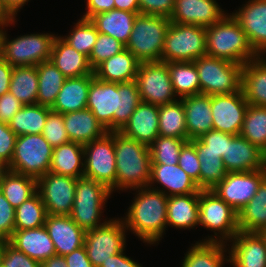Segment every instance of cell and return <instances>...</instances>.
I'll list each match as a JSON object with an SVG mask.
<instances>
[{"label": "cell", "instance_id": "f6af8a7d", "mask_svg": "<svg viewBox=\"0 0 266 267\" xmlns=\"http://www.w3.org/2000/svg\"><path fill=\"white\" fill-rule=\"evenodd\" d=\"M73 24L75 25L68 34L60 37L76 51L89 58L99 32L89 19L80 18Z\"/></svg>", "mask_w": 266, "mask_h": 267}, {"label": "cell", "instance_id": "f1b7e54d", "mask_svg": "<svg viewBox=\"0 0 266 267\" xmlns=\"http://www.w3.org/2000/svg\"><path fill=\"white\" fill-rule=\"evenodd\" d=\"M64 124L70 141L83 145L108 132L88 108L65 113Z\"/></svg>", "mask_w": 266, "mask_h": 267}, {"label": "cell", "instance_id": "7402d4cb", "mask_svg": "<svg viewBox=\"0 0 266 267\" xmlns=\"http://www.w3.org/2000/svg\"><path fill=\"white\" fill-rule=\"evenodd\" d=\"M148 187L160 191L168 197L200 193L201 190L178 164H151V178Z\"/></svg>", "mask_w": 266, "mask_h": 267}, {"label": "cell", "instance_id": "003e7915", "mask_svg": "<svg viewBox=\"0 0 266 267\" xmlns=\"http://www.w3.org/2000/svg\"><path fill=\"white\" fill-rule=\"evenodd\" d=\"M41 267H67L64 256L54 255L41 263Z\"/></svg>", "mask_w": 266, "mask_h": 267}, {"label": "cell", "instance_id": "7dc6e473", "mask_svg": "<svg viewBox=\"0 0 266 267\" xmlns=\"http://www.w3.org/2000/svg\"><path fill=\"white\" fill-rule=\"evenodd\" d=\"M186 142L181 138L158 136L149 146L152 164H178L180 150Z\"/></svg>", "mask_w": 266, "mask_h": 267}, {"label": "cell", "instance_id": "7bdbcfd3", "mask_svg": "<svg viewBox=\"0 0 266 267\" xmlns=\"http://www.w3.org/2000/svg\"><path fill=\"white\" fill-rule=\"evenodd\" d=\"M240 135L266 153V107L248 105Z\"/></svg>", "mask_w": 266, "mask_h": 267}, {"label": "cell", "instance_id": "30bf717a", "mask_svg": "<svg viewBox=\"0 0 266 267\" xmlns=\"http://www.w3.org/2000/svg\"><path fill=\"white\" fill-rule=\"evenodd\" d=\"M53 147L42 134L17 136L8 170L39 179L51 166Z\"/></svg>", "mask_w": 266, "mask_h": 267}, {"label": "cell", "instance_id": "44dd1931", "mask_svg": "<svg viewBox=\"0 0 266 267\" xmlns=\"http://www.w3.org/2000/svg\"><path fill=\"white\" fill-rule=\"evenodd\" d=\"M226 13L216 0H175V8L169 19L172 23L208 27L217 23Z\"/></svg>", "mask_w": 266, "mask_h": 267}, {"label": "cell", "instance_id": "b9f144b4", "mask_svg": "<svg viewBox=\"0 0 266 267\" xmlns=\"http://www.w3.org/2000/svg\"><path fill=\"white\" fill-rule=\"evenodd\" d=\"M159 136L187 140L184 106L181 99L159 106Z\"/></svg>", "mask_w": 266, "mask_h": 267}, {"label": "cell", "instance_id": "753ad0ef", "mask_svg": "<svg viewBox=\"0 0 266 267\" xmlns=\"http://www.w3.org/2000/svg\"><path fill=\"white\" fill-rule=\"evenodd\" d=\"M0 267H5L4 264L0 261Z\"/></svg>", "mask_w": 266, "mask_h": 267}, {"label": "cell", "instance_id": "7c38bea8", "mask_svg": "<svg viewBox=\"0 0 266 267\" xmlns=\"http://www.w3.org/2000/svg\"><path fill=\"white\" fill-rule=\"evenodd\" d=\"M84 149V176L105 185L113 194L116 182L114 131L86 143Z\"/></svg>", "mask_w": 266, "mask_h": 267}, {"label": "cell", "instance_id": "83f0119b", "mask_svg": "<svg viewBox=\"0 0 266 267\" xmlns=\"http://www.w3.org/2000/svg\"><path fill=\"white\" fill-rule=\"evenodd\" d=\"M199 224V193L172 195L167 202V228L190 230Z\"/></svg>", "mask_w": 266, "mask_h": 267}, {"label": "cell", "instance_id": "7a4b0ae2", "mask_svg": "<svg viewBox=\"0 0 266 267\" xmlns=\"http://www.w3.org/2000/svg\"><path fill=\"white\" fill-rule=\"evenodd\" d=\"M115 192L147 187L151 178L149 146L114 131Z\"/></svg>", "mask_w": 266, "mask_h": 267}, {"label": "cell", "instance_id": "d4e9b609", "mask_svg": "<svg viewBox=\"0 0 266 267\" xmlns=\"http://www.w3.org/2000/svg\"><path fill=\"white\" fill-rule=\"evenodd\" d=\"M7 241L28 257L41 263L56 255L54 244L45 226L15 230Z\"/></svg>", "mask_w": 266, "mask_h": 267}, {"label": "cell", "instance_id": "1f68e13d", "mask_svg": "<svg viewBox=\"0 0 266 267\" xmlns=\"http://www.w3.org/2000/svg\"><path fill=\"white\" fill-rule=\"evenodd\" d=\"M94 75L66 78L51 110L62 114L87 108L88 91Z\"/></svg>", "mask_w": 266, "mask_h": 267}, {"label": "cell", "instance_id": "52a82bcc", "mask_svg": "<svg viewBox=\"0 0 266 267\" xmlns=\"http://www.w3.org/2000/svg\"><path fill=\"white\" fill-rule=\"evenodd\" d=\"M170 19L163 16L139 14L125 49L141 63L161 61L164 41Z\"/></svg>", "mask_w": 266, "mask_h": 267}, {"label": "cell", "instance_id": "9f6ffc18", "mask_svg": "<svg viewBox=\"0 0 266 267\" xmlns=\"http://www.w3.org/2000/svg\"><path fill=\"white\" fill-rule=\"evenodd\" d=\"M140 14L170 18L175 0H139Z\"/></svg>", "mask_w": 266, "mask_h": 267}, {"label": "cell", "instance_id": "d590c367", "mask_svg": "<svg viewBox=\"0 0 266 267\" xmlns=\"http://www.w3.org/2000/svg\"><path fill=\"white\" fill-rule=\"evenodd\" d=\"M241 232L261 233L266 229V177L254 197L238 212Z\"/></svg>", "mask_w": 266, "mask_h": 267}, {"label": "cell", "instance_id": "94428289", "mask_svg": "<svg viewBox=\"0 0 266 267\" xmlns=\"http://www.w3.org/2000/svg\"><path fill=\"white\" fill-rule=\"evenodd\" d=\"M30 0H0V19H16L18 12Z\"/></svg>", "mask_w": 266, "mask_h": 267}, {"label": "cell", "instance_id": "4dcf8cb0", "mask_svg": "<svg viewBox=\"0 0 266 267\" xmlns=\"http://www.w3.org/2000/svg\"><path fill=\"white\" fill-rule=\"evenodd\" d=\"M241 89L250 105L266 107V56L243 65Z\"/></svg>", "mask_w": 266, "mask_h": 267}, {"label": "cell", "instance_id": "6125c7cd", "mask_svg": "<svg viewBox=\"0 0 266 267\" xmlns=\"http://www.w3.org/2000/svg\"><path fill=\"white\" fill-rule=\"evenodd\" d=\"M67 267H94L90 262L84 246L75 249L65 256Z\"/></svg>", "mask_w": 266, "mask_h": 267}, {"label": "cell", "instance_id": "60d3db41", "mask_svg": "<svg viewBox=\"0 0 266 267\" xmlns=\"http://www.w3.org/2000/svg\"><path fill=\"white\" fill-rule=\"evenodd\" d=\"M173 90L178 99L201 94L198 71L194 61L168 62Z\"/></svg>", "mask_w": 266, "mask_h": 267}, {"label": "cell", "instance_id": "cb8c5ba5", "mask_svg": "<svg viewBox=\"0 0 266 267\" xmlns=\"http://www.w3.org/2000/svg\"><path fill=\"white\" fill-rule=\"evenodd\" d=\"M158 120L159 106L141 101L119 132L150 146L159 136Z\"/></svg>", "mask_w": 266, "mask_h": 267}, {"label": "cell", "instance_id": "836d02e7", "mask_svg": "<svg viewBox=\"0 0 266 267\" xmlns=\"http://www.w3.org/2000/svg\"><path fill=\"white\" fill-rule=\"evenodd\" d=\"M137 15V13L113 9L109 12L98 13L89 20L99 33L112 36L126 46Z\"/></svg>", "mask_w": 266, "mask_h": 267}, {"label": "cell", "instance_id": "3957f363", "mask_svg": "<svg viewBox=\"0 0 266 267\" xmlns=\"http://www.w3.org/2000/svg\"><path fill=\"white\" fill-rule=\"evenodd\" d=\"M206 49L208 56L241 65L258 57L231 12L226 13L217 23L206 27Z\"/></svg>", "mask_w": 266, "mask_h": 267}, {"label": "cell", "instance_id": "91938a15", "mask_svg": "<svg viewBox=\"0 0 266 267\" xmlns=\"http://www.w3.org/2000/svg\"><path fill=\"white\" fill-rule=\"evenodd\" d=\"M86 9L81 18L90 19L98 13L109 12L115 9L114 0H85Z\"/></svg>", "mask_w": 266, "mask_h": 267}, {"label": "cell", "instance_id": "8fae6325", "mask_svg": "<svg viewBox=\"0 0 266 267\" xmlns=\"http://www.w3.org/2000/svg\"><path fill=\"white\" fill-rule=\"evenodd\" d=\"M127 228L122 217H112L98 228L86 231L84 247L94 267H100L110 256L123 251L126 246Z\"/></svg>", "mask_w": 266, "mask_h": 267}, {"label": "cell", "instance_id": "6f0895ef", "mask_svg": "<svg viewBox=\"0 0 266 267\" xmlns=\"http://www.w3.org/2000/svg\"><path fill=\"white\" fill-rule=\"evenodd\" d=\"M17 135L7 123L0 121V158L8 165L11 162Z\"/></svg>", "mask_w": 266, "mask_h": 267}, {"label": "cell", "instance_id": "be15d7a7", "mask_svg": "<svg viewBox=\"0 0 266 267\" xmlns=\"http://www.w3.org/2000/svg\"><path fill=\"white\" fill-rule=\"evenodd\" d=\"M125 251L126 248L116 255L110 256V259L106 263H101L100 267H143L138 261L127 256Z\"/></svg>", "mask_w": 266, "mask_h": 267}, {"label": "cell", "instance_id": "8c879c8a", "mask_svg": "<svg viewBox=\"0 0 266 267\" xmlns=\"http://www.w3.org/2000/svg\"><path fill=\"white\" fill-rule=\"evenodd\" d=\"M3 22H4V20H1V19H0V29H1V27H2Z\"/></svg>", "mask_w": 266, "mask_h": 267}, {"label": "cell", "instance_id": "ffe728a7", "mask_svg": "<svg viewBox=\"0 0 266 267\" xmlns=\"http://www.w3.org/2000/svg\"><path fill=\"white\" fill-rule=\"evenodd\" d=\"M227 247L231 267H266V239L261 233L239 231Z\"/></svg>", "mask_w": 266, "mask_h": 267}, {"label": "cell", "instance_id": "db71d44e", "mask_svg": "<svg viewBox=\"0 0 266 267\" xmlns=\"http://www.w3.org/2000/svg\"><path fill=\"white\" fill-rule=\"evenodd\" d=\"M0 261L5 267H41V262L28 257L8 241L3 243Z\"/></svg>", "mask_w": 266, "mask_h": 267}, {"label": "cell", "instance_id": "5bb4252c", "mask_svg": "<svg viewBox=\"0 0 266 267\" xmlns=\"http://www.w3.org/2000/svg\"><path fill=\"white\" fill-rule=\"evenodd\" d=\"M77 179L47 172L37 179V192L46 207L47 215L72 213Z\"/></svg>", "mask_w": 266, "mask_h": 267}, {"label": "cell", "instance_id": "ee69618b", "mask_svg": "<svg viewBox=\"0 0 266 267\" xmlns=\"http://www.w3.org/2000/svg\"><path fill=\"white\" fill-rule=\"evenodd\" d=\"M46 207L36 192L15 209V230L37 228L45 225Z\"/></svg>", "mask_w": 266, "mask_h": 267}, {"label": "cell", "instance_id": "8992f818", "mask_svg": "<svg viewBox=\"0 0 266 267\" xmlns=\"http://www.w3.org/2000/svg\"><path fill=\"white\" fill-rule=\"evenodd\" d=\"M111 195L105 185L85 176L77 178L71 219L84 231L98 228L108 221L101 217Z\"/></svg>", "mask_w": 266, "mask_h": 267}, {"label": "cell", "instance_id": "89a4df30", "mask_svg": "<svg viewBox=\"0 0 266 267\" xmlns=\"http://www.w3.org/2000/svg\"><path fill=\"white\" fill-rule=\"evenodd\" d=\"M5 240L3 239H0V255H1V251H2V246H3V243H4Z\"/></svg>", "mask_w": 266, "mask_h": 267}, {"label": "cell", "instance_id": "f546056e", "mask_svg": "<svg viewBox=\"0 0 266 267\" xmlns=\"http://www.w3.org/2000/svg\"><path fill=\"white\" fill-rule=\"evenodd\" d=\"M141 62L127 49L103 61L94 76L104 82L122 83L135 80Z\"/></svg>", "mask_w": 266, "mask_h": 267}, {"label": "cell", "instance_id": "e575fe53", "mask_svg": "<svg viewBox=\"0 0 266 267\" xmlns=\"http://www.w3.org/2000/svg\"><path fill=\"white\" fill-rule=\"evenodd\" d=\"M49 172L73 177L84 176V149L83 144L68 142L53 148Z\"/></svg>", "mask_w": 266, "mask_h": 267}, {"label": "cell", "instance_id": "ba28073f", "mask_svg": "<svg viewBox=\"0 0 266 267\" xmlns=\"http://www.w3.org/2000/svg\"><path fill=\"white\" fill-rule=\"evenodd\" d=\"M201 94L213 96L241 90L243 65L205 55L196 59Z\"/></svg>", "mask_w": 266, "mask_h": 267}, {"label": "cell", "instance_id": "6da1fadb", "mask_svg": "<svg viewBox=\"0 0 266 267\" xmlns=\"http://www.w3.org/2000/svg\"><path fill=\"white\" fill-rule=\"evenodd\" d=\"M130 191L135 197L122 217L128 235L131 232L147 246L158 245L167 230L168 196L148 186Z\"/></svg>", "mask_w": 266, "mask_h": 267}, {"label": "cell", "instance_id": "9c48e42d", "mask_svg": "<svg viewBox=\"0 0 266 267\" xmlns=\"http://www.w3.org/2000/svg\"><path fill=\"white\" fill-rule=\"evenodd\" d=\"M205 55L206 27L170 23L161 55L162 62H191Z\"/></svg>", "mask_w": 266, "mask_h": 267}, {"label": "cell", "instance_id": "277c9868", "mask_svg": "<svg viewBox=\"0 0 266 267\" xmlns=\"http://www.w3.org/2000/svg\"><path fill=\"white\" fill-rule=\"evenodd\" d=\"M16 19L4 20L0 29V57L12 67L38 65L50 61L52 46L57 34L30 33L9 38L7 28L16 24ZM7 27V28H5Z\"/></svg>", "mask_w": 266, "mask_h": 267}, {"label": "cell", "instance_id": "c3c4849f", "mask_svg": "<svg viewBox=\"0 0 266 267\" xmlns=\"http://www.w3.org/2000/svg\"><path fill=\"white\" fill-rule=\"evenodd\" d=\"M141 101L135 80L118 83V131L128 122Z\"/></svg>", "mask_w": 266, "mask_h": 267}, {"label": "cell", "instance_id": "e0dca14e", "mask_svg": "<svg viewBox=\"0 0 266 267\" xmlns=\"http://www.w3.org/2000/svg\"><path fill=\"white\" fill-rule=\"evenodd\" d=\"M87 108L108 132L118 131V83L91 80Z\"/></svg>", "mask_w": 266, "mask_h": 267}, {"label": "cell", "instance_id": "ac0fdd59", "mask_svg": "<svg viewBox=\"0 0 266 267\" xmlns=\"http://www.w3.org/2000/svg\"><path fill=\"white\" fill-rule=\"evenodd\" d=\"M231 15L258 56H266V0H248Z\"/></svg>", "mask_w": 266, "mask_h": 267}, {"label": "cell", "instance_id": "f907efd6", "mask_svg": "<svg viewBox=\"0 0 266 267\" xmlns=\"http://www.w3.org/2000/svg\"><path fill=\"white\" fill-rule=\"evenodd\" d=\"M42 135L53 148L70 142L65 129L64 114L50 110Z\"/></svg>", "mask_w": 266, "mask_h": 267}, {"label": "cell", "instance_id": "d6986e66", "mask_svg": "<svg viewBox=\"0 0 266 267\" xmlns=\"http://www.w3.org/2000/svg\"><path fill=\"white\" fill-rule=\"evenodd\" d=\"M228 172H251L266 168V153L241 135L227 134L226 156H222Z\"/></svg>", "mask_w": 266, "mask_h": 267}, {"label": "cell", "instance_id": "5b68a950", "mask_svg": "<svg viewBox=\"0 0 266 267\" xmlns=\"http://www.w3.org/2000/svg\"><path fill=\"white\" fill-rule=\"evenodd\" d=\"M213 232L198 242L228 243L240 231L238 212L219 198L212 190H200L199 224Z\"/></svg>", "mask_w": 266, "mask_h": 267}, {"label": "cell", "instance_id": "f5cc1de1", "mask_svg": "<svg viewBox=\"0 0 266 267\" xmlns=\"http://www.w3.org/2000/svg\"><path fill=\"white\" fill-rule=\"evenodd\" d=\"M178 165L183 169L200 188V161L195 145L187 141L180 150Z\"/></svg>", "mask_w": 266, "mask_h": 267}, {"label": "cell", "instance_id": "4316f807", "mask_svg": "<svg viewBox=\"0 0 266 267\" xmlns=\"http://www.w3.org/2000/svg\"><path fill=\"white\" fill-rule=\"evenodd\" d=\"M50 61L66 78L94 75L88 57L76 51L58 34L53 42Z\"/></svg>", "mask_w": 266, "mask_h": 267}, {"label": "cell", "instance_id": "ab89813d", "mask_svg": "<svg viewBox=\"0 0 266 267\" xmlns=\"http://www.w3.org/2000/svg\"><path fill=\"white\" fill-rule=\"evenodd\" d=\"M9 92L24 105H34L38 95V72L35 65L13 67Z\"/></svg>", "mask_w": 266, "mask_h": 267}, {"label": "cell", "instance_id": "f35d334b", "mask_svg": "<svg viewBox=\"0 0 266 267\" xmlns=\"http://www.w3.org/2000/svg\"><path fill=\"white\" fill-rule=\"evenodd\" d=\"M50 110L39 104L24 105L7 124L17 136L42 134Z\"/></svg>", "mask_w": 266, "mask_h": 267}, {"label": "cell", "instance_id": "74e56055", "mask_svg": "<svg viewBox=\"0 0 266 267\" xmlns=\"http://www.w3.org/2000/svg\"><path fill=\"white\" fill-rule=\"evenodd\" d=\"M38 72V95L36 104L52 107L66 77L51 62L36 65Z\"/></svg>", "mask_w": 266, "mask_h": 267}, {"label": "cell", "instance_id": "680465c9", "mask_svg": "<svg viewBox=\"0 0 266 267\" xmlns=\"http://www.w3.org/2000/svg\"><path fill=\"white\" fill-rule=\"evenodd\" d=\"M24 106L12 93L0 96V121L9 123L13 116Z\"/></svg>", "mask_w": 266, "mask_h": 267}, {"label": "cell", "instance_id": "11a10c76", "mask_svg": "<svg viewBox=\"0 0 266 267\" xmlns=\"http://www.w3.org/2000/svg\"><path fill=\"white\" fill-rule=\"evenodd\" d=\"M15 231V209L0 190V239L7 241Z\"/></svg>", "mask_w": 266, "mask_h": 267}, {"label": "cell", "instance_id": "d6a6232c", "mask_svg": "<svg viewBox=\"0 0 266 267\" xmlns=\"http://www.w3.org/2000/svg\"><path fill=\"white\" fill-rule=\"evenodd\" d=\"M184 253L181 267H223L229 264V252L226 243L198 242Z\"/></svg>", "mask_w": 266, "mask_h": 267}, {"label": "cell", "instance_id": "e7e4bbea", "mask_svg": "<svg viewBox=\"0 0 266 267\" xmlns=\"http://www.w3.org/2000/svg\"><path fill=\"white\" fill-rule=\"evenodd\" d=\"M13 67L0 57V96L9 92Z\"/></svg>", "mask_w": 266, "mask_h": 267}, {"label": "cell", "instance_id": "9a60e30c", "mask_svg": "<svg viewBox=\"0 0 266 267\" xmlns=\"http://www.w3.org/2000/svg\"><path fill=\"white\" fill-rule=\"evenodd\" d=\"M265 177L266 168L251 172H228L211 190L239 212L257 193Z\"/></svg>", "mask_w": 266, "mask_h": 267}, {"label": "cell", "instance_id": "484cf974", "mask_svg": "<svg viewBox=\"0 0 266 267\" xmlns=\"http://www.w3.org/2000/svg\"><path fill=\"white\" fill-rule=\"evenodd\" d=\"M187 141L199 138L202 134L213 130L211 115V96L205 94L192 95L182 99Z\"/></svg>", "mask_w": 266, "mask_h": 267}, {"label": "cell", "instance_id": "4fadbf2b", "mask_svg": "<svg viewBox=\"0 0 266 267\" xmlns=\"http://www.w3.org/2000/svg\"><path fill=\"white\" fill-rule=\"evenodd\" d=\"M135 82L143 102L161 106L178 100L166 62H142Z\"/></svg>", "mask_w": 266, "mask_h": 267}, {"label": "cell", "instance_id": "bcb514c9", "mask_svg": "<svg viewBox=\"0 0 266 267\" xmlns=\"http://www.w3.org/2000/svg\"><path fill=\"white\" fill-rule=\"evenodd\" d=\"M200 161V189L211 190L221 182L228 171L222 157L212 152H197Z\"/></svg>", "mask_w": 266, "mask_h": 267}, {"label": "cell", "instance_id": "8d00e7d4", "mask_svg": "<svg viewBox=\"0 0 266 267\" xmlns=\"http://www.w3.org/2000/svg\"><path fill=\"white\" fill-rule=\"evenodd\" d=\"M0 190L16 209L37 192V179L7 170L0 177Z\"/></svg>", "mask_w": 266, "mask_h": 267}, {"label": "cell", "instance_id": "603a6c76", "mask_svg": "<svg viewBox=\"0 0 266 267\" xmlns=\"http://www.w3.org/2000/svg\"><path fill=\"white\" fill-rule=\"evenodd\" d=\"M44 226L54 244L56 255L65 256L84 246L86 231L70 215H47Z\"/></svg>", "mask_w": 266, "mask_h": 267}, {"label": "cell", "instance_id": "2644e50d", "mask_svg": "<svg viewBox=\"0 0 266 267\" xmlns=\"http://www.w3.org/2000/svg\"><path fill=\"white\" fill-rule=\"evenodd\" d=\"M261 234H262L263 237L266 239V229H265L264 231H262Z\"/></svg>", "mask_w": 266, "mask_h": 267}, {"label": "cell", "instance_id": "681fc988", "mask_svg": "<svg viewBox=\"0 0 266 267\" xmlns=\"http://www.w3.org/2000/svg\"><path fill=\"white\" fill-rule=\"evenodd\" d=\"M125 45L105 34L98 33L93 50L88 58L91 68L94 70L103 61L121 53Z\"/></svg>", "mask_w": 266, "mask_h": 267}, {"label": "cell", "instance_id": "816d5d0a", "mask_svg": "<svg viewBox=\"0 0 266 267\" xmlns=\"http://www.w3.org/2000/svg\"><path fill=\"white\" fill-rule=\"evenodd\" d=\"M197 152H212L219 156H226L227 133L211 130L199 138L190 140Z\"/></svg>", "mask_w": 266, "mask_h": 267}, {"label": "cell", "instance_id": "a7ac6f4b", "mask_svg": "<svg viewBox=\"0 0 266 267\" xmlns=\"http://www.w3.org/2000/svg\"><path fill=\"white\" fill-rule=\"evenodd\" d=\"M8 170L7 164L0 158V177Z\"/></svg>", "mask_w": 266, "mask_h": 267}, {"label": "cell", "instance_id": "03108f58", "mask_svg": "<svg viewBox=\"0 0 266 267\" xmlns=\"http://www.w3.org/2000/svg\"><path fill=\"white\" fill-rule=\"evenodd\" d=\"M115 9L140 14L139 0H114Z\"/></svg>", "mask_w": 266, "mask_h": 267}, {"label": "cell", "instance_id": "2e32d148", "mask_svg": "<svg viewBox=\"0 0 266 267\" xmlns=\"http://www.w3.org/2000/svg\"><path fill=\"white\" fill-rule=\"evenodd\" d=\"M248 105L242 89L236 93L211 96L213 130L240 135Z\"/></svg>", "mask_w": 266, "mask_h": 267}]
</instances>
